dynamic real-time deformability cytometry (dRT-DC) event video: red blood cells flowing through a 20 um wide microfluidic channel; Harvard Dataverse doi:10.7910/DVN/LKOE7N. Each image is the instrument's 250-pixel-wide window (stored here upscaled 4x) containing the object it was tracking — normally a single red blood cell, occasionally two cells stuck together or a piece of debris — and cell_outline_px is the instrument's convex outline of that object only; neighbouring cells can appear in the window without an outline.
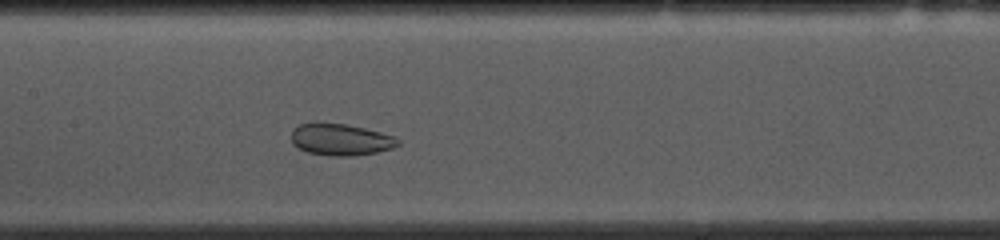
{"species": "common noctule bat (a hibernating species)", "species_latin": "Nyctalus noctula", "temperature_condition": "cold", "stored_images_in_passage": 40, "camera_frame_rate_fps": 3000, "um_per_image_px": 0.085, "animal": {"sex": "female", "body_mass_g": 10.0, "forearm_length_mm": 53.1}, "frame": {"image": 1, "passage_image": 18, "time_ms": 5.667, "image_size_px": [1000, 240], "cell_outline_px": [[400, 144], [392, 148], [376, 152], [356, 156], [328, 156], [308, 152], [292, 144], [292, 132], [300, 124], [316, 120], [344, 124], [364, 128], [396, 136], [400, 140]], "centroid_in_image_um": [28.96, 11.84], "position_along_channel_um": 178.4, "area_um2": 20.06}, "authors_computed_cell_mechanics": {"area_um2": 24.0159, "velocity_mm_per_s": 3.6485, "shape_relaxation_time_tau1_ms": null, "shape_relaxation_time_tau2_ms": 0.8832, "deformation_change_tau1": null, "deformation_change_tau2": 0.0509}}